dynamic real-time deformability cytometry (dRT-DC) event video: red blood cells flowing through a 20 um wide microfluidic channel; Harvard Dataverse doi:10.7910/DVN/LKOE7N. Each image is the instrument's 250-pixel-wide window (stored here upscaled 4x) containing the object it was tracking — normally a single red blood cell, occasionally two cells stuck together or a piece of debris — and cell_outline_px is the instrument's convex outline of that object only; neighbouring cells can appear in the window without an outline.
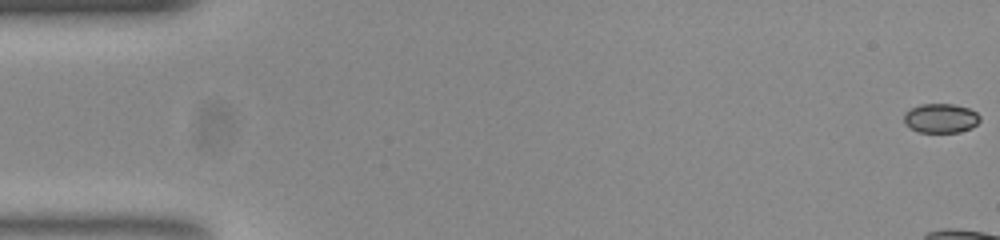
{"species": "common noctule bat (a hibernating species)", "species_latin": "Nyctalus noctula", "temperature_condition": "room temperature", "stored_images_in_passage": 15, "camera_frame_rate_fps": 3000, "um_per_image_px": 0.085, "animal": {"sex": "female", "body_mass_g": 23.0, "forearm_length_mm": 53.4}, "frame": {"image": 1, "passage_image": 1, "time_ms": 0.0, "image_size_px": [1000, 240], "cell_outline_px": [[980, 120], [972, 128], [960, 132], [920, 132], [904, 124], [904, 112], [920, 104], [952, 104], [968, 108], [976, 112], [980, 116]], "centroid_in_image_um": [79.96, 10.05], "position_along_channel_um": 5.0, "area_um2": 12.95}}
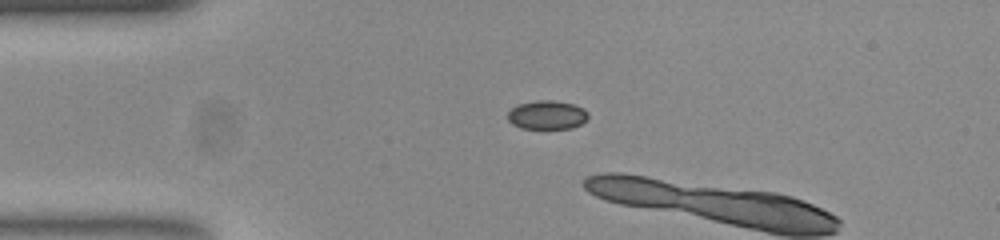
{"frame": {"image": 2, "passage_image": 13, "time_ms": 4.0, "image_size_px": [1000, 240], "cell_outline_px": [[588, 116], [580, 124], [572, 128], [520, 128], [512, 124], [508, 120], [508, 112], [516, 104], [536, 100], [552, 100], [572, 104], [584, 108], [588, 112]], "centroid_in_image_um": [46.47, 9.76], "position_along_channel_um": 38.5, "area_um2": 13.47}}